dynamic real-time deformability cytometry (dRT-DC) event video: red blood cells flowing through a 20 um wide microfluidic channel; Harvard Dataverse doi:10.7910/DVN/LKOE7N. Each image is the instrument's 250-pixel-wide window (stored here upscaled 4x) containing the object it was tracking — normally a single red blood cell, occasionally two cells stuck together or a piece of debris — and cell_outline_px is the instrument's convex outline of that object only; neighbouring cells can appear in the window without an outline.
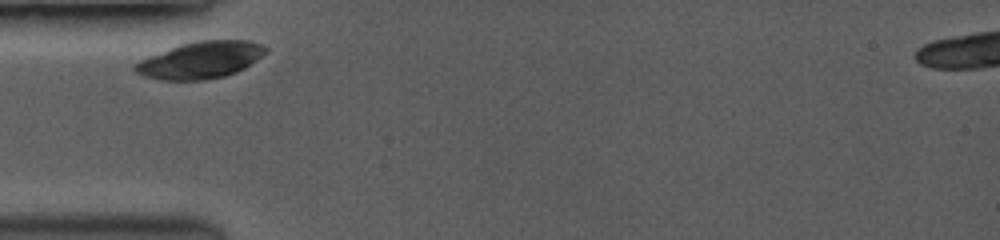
{"species": "common noctule bat (a hibernating species)", "species_latin": "Nyctalus noctula", "temperature_condition": "room temperature", "stored_images_in_passage": 34, "camera_frame_rate_fps": 3500, "um_per_image_px": 0.085, "animal": {"sex": "female", "body_mass_g": 19.0, "forearm_length_mm": 53.3}, "frame": {"image": 1, "passage_image": 1, "time_ms": 0.0, "image_size_px": [1000, 240], "cell_outline_px": [[268, 52], [244, 68], [236, 72], [224, 76], [204, 80], [160, 80], [144, 76], [136, 72], [132, 68], [132, 64], [148, 56], [180, 44], [196, 40], [248, 40], [264, 44], [268, 48]], "centroid_in_image_um": [17.05, 5.09], "position_along_channel_um": 67.9, "area_um2": 28.32}}
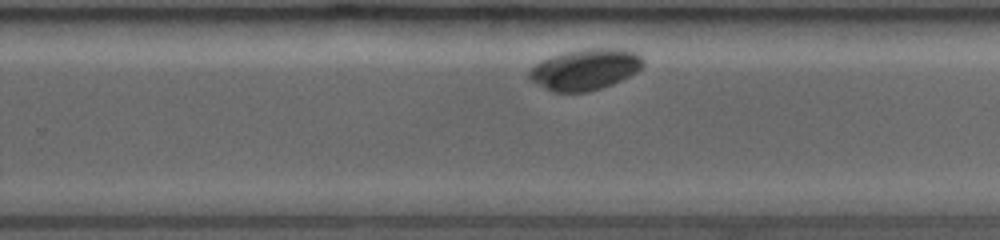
{"frame": {"image": 2, "passage_image": 22, "time_ms": 6.0, "image_size_px": [1000, 240], "cell_outline_px": [[644, 64], [636, 72], [612, 84], [600, 88], [584, 92], [556, 92], [532, 80], [528, 76], [528, 72], [536, 64], [552, 56], [564, 52], [584, 48], [624, 48], [636, 52], [644, 60]], "centroid_in_image_um": [49.79, 5.87], "position_along_channel_um": 280.0, "area_um2": 26.88}}
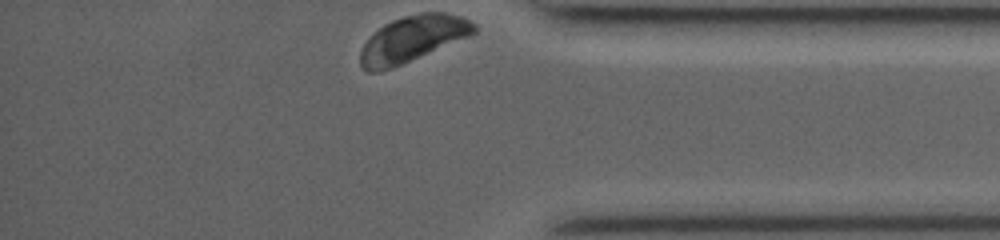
{"frame": {"image": 3, "passage_image": 34, "time_ms": 9.429, "image_size_px": [1000, 240], "cell_outline_px": [[476, 32], [468, 36], [392, 68], [376, 72], [368, 72], [360, 64], [360, 52], [364, 44], [384, 24], [392, 20], [404, 16], [420, 12], [444, 12], [460, 16], [472, 20], [476, 24]], "centroid_in_image_um": [35.08, 3.29], "position_along_channel_um": 400.1, "area_um2": 30.06}}